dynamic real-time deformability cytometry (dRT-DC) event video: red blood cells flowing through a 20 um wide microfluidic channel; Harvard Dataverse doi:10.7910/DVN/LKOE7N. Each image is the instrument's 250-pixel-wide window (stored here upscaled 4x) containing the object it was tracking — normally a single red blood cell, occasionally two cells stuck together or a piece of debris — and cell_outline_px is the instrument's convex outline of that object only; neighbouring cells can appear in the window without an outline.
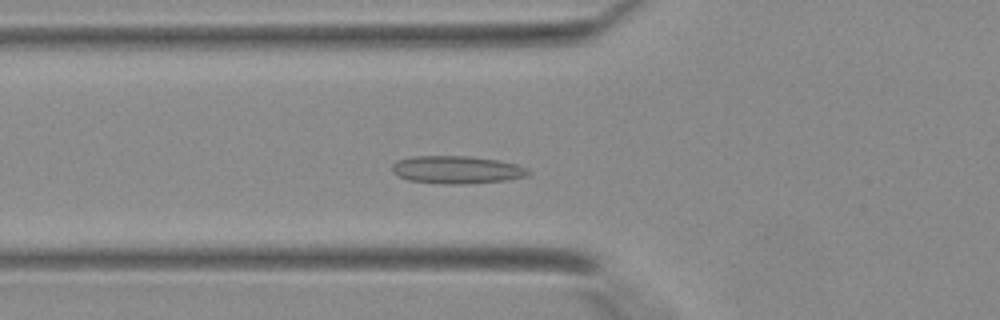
{"species": "Egyptian fruit bat (a non-hibernating species)", "species_latin": "Rousettus aegyptiacus", "temperature_condition": "warm", "stored_images_in_passage": 34, "camera_frame_rate_fps": 3000, "um_per_image_px": 0.085, "animal": {"sex": "female"}, "frame": {"image": 1, "passage_image": 9, "time_ms": 2.667, "image_size_px": [1000, 320], "cell_outline_px": [[532, 172], [528, 176], [508, 180], [460, 184], [444, 184], [408, 180], [392, 172], [392, 164], [396, 160], [412, 156], [472, 156], [496, 160], [516, 164], [528, 168]], "centroid_in_image_um": [38.84, 14.42], "position_along_channel_um": 87.0, "area_um2": 22.14}}
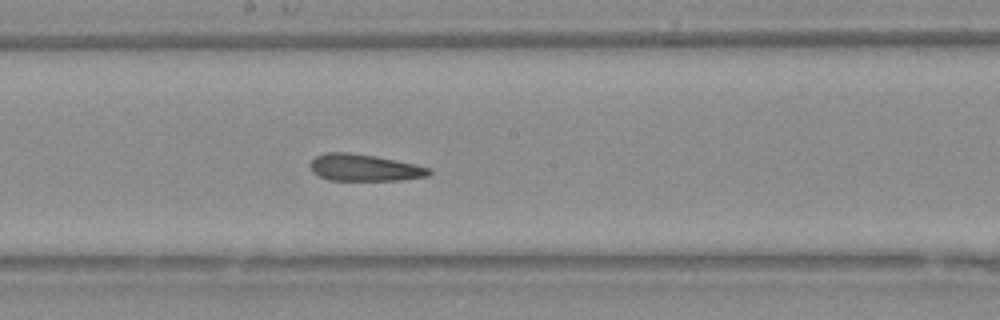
{"frame": {"image": 2, "passage_image": 17, "time_ms": 5.333, "image_size_px": [1000, 320], "cell_outline_px": [[432, 172], [428, 176], [400, 180], [328, 180], [312, 172], [312, 160], [316, 156], [324, 152], [348, 152], [372, 156], [412, 164], [428, 168]], "centroid_in_image_um": [30.93, 14.26], "position_along_channel_um": 217.3, "area_um2": 18.15}}
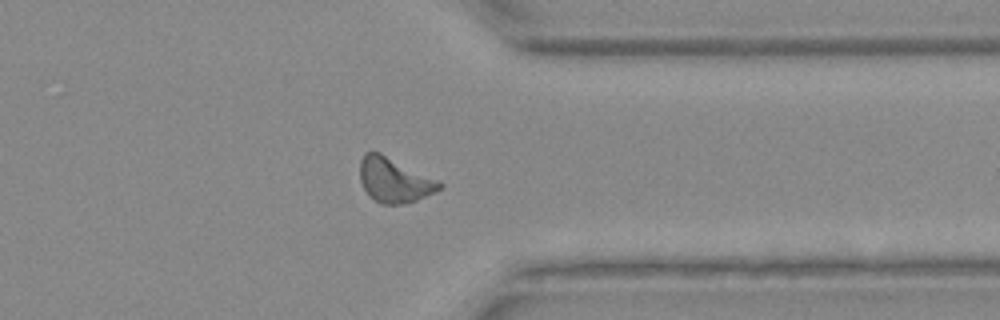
{"frame": {"image": 3, "passage_image": 27, "time_ms": 8.667, "image_size_px": [1000, 320], "cell_outline_px": [[444, 184], [440, 188], [416, 200], [400, 204], [384, 204], [376, 200], [364, 188], [360, 180], [360, 160], [364, 152], [380, 152]], "centroid_in_image_um": [33.47, 15.29], "position_along_channel_um": 377.9, "area_um2": 20.0}}